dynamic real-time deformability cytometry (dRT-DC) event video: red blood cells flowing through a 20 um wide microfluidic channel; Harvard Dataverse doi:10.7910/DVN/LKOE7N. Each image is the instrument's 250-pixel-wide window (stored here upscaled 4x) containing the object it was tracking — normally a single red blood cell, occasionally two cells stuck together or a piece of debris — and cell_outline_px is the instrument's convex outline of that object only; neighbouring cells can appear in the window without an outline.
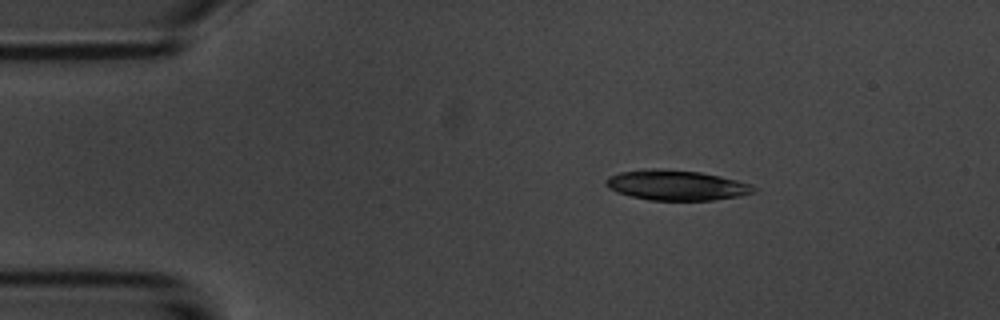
{"species": "common noctule bat (a hibernating species)", "species_latin": "Nyctalus noctula", "temperature_condition": "room temperature", "stored_images_in_passage": 8, "camera_frame_rate_fps": 3000, "um_per_image_px": 0.085, "animal": {"sex": "male", "body_mass_g": 20.1, "forearm_length_mm": 53.5}, "frame": {"image": 1, "passage_image": 2, "time_ms": 1.0, "image_size_px": [1000, 320], "cell_outline_px": [[756, 192], [740, 196], [712, 200], [648, 200], [616, 192], [608, 188], [604, 184], [604, 180], [608, 176], [620, 172], [652, 168], [700, 172], [720, 176], [752, 184], [756, 188]], "centroid_in_image_um": [57.48, 15.74], "position_along_channel_um": 27.5, "area_um2": 26.01}}
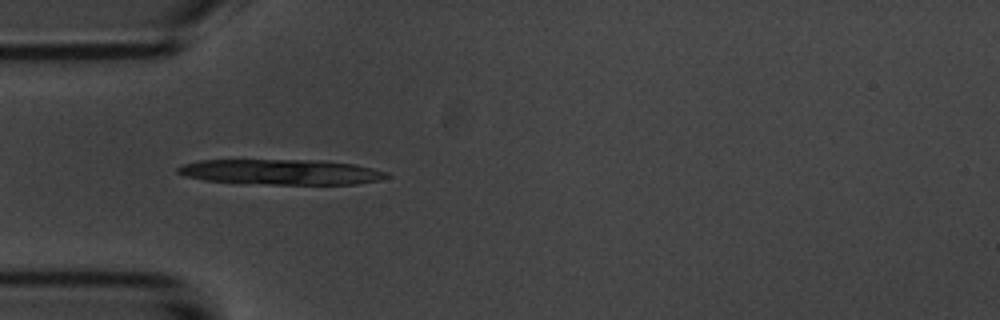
{"frame": {"image": 2, "passage_image": 4, "time_ms": 3.333, "image_size_px": [1000, 320], "cell_outline_px": [[392, 176], [376, 180], [356, 184], [268, 184], [204, 180], [184, 176], [176, 172], [176, 168], [184, 164], [200, 160], [324, 160], [356, 164], [388, 172]], "centroid_in_image_um": [23.91, 14.61], "position_along_channel_um": 61.1, "area_um2": 30.81}}